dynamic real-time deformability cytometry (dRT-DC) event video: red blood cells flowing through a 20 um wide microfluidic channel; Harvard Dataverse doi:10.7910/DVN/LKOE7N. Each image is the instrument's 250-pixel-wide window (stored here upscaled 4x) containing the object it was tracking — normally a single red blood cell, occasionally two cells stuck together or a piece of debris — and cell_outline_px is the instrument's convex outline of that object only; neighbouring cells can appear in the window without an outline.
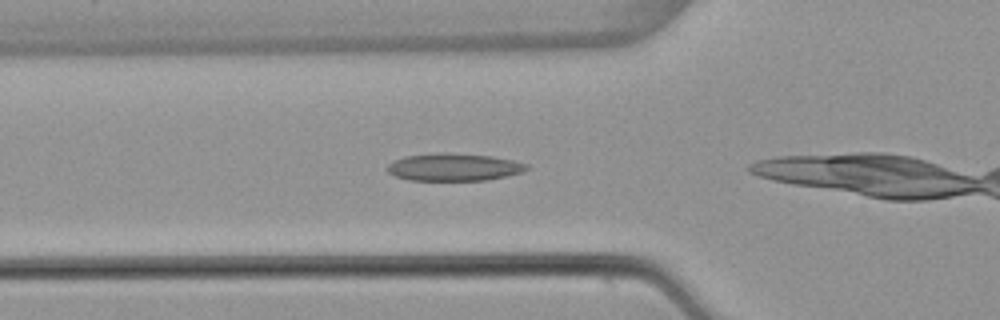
{"species": "common noctule bat (a hibernating species)", "species_latin": "Nyctalus noctula", "temperature_condition": "warm", "stored_images_in_passage": 26, "camera_frame_rate_fps": 3000, "um_per_image_px": 0.085, "animal": {"sex": "female", "body_mass_g": 22.7, "forearm_length_mm": 54.2}, "frame": {"image": 1, "passage_image": 2, "time_ms": 0.333, "image_size_px": [1000, 320], "cell_outline_px": [[532, 168], [524, 172], [508, 176], [488, 180], [408, 180], [396, 176], [388, 172], [384, 168], [388, 164], [404, 156], [436, 152], [444, 152], [492, 156], [512, 160], [528, 164]], "centroid_in_image_um": [38.61, 14.2], "position_along_channel_um": 87.2, "area_um2": 22.66}}
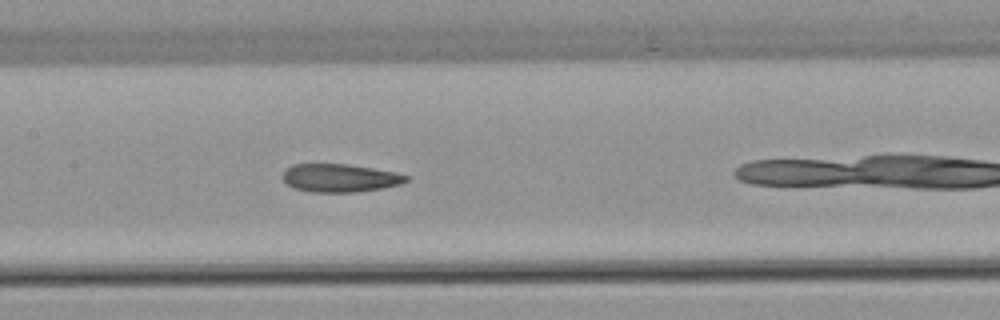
{"frame": {"image": 2, "passage_image": 9, "time_ms": 2.667, "image_size_px": [1000, 320], "cell_outline_px": [[412, 176], [408, 180], [400, 184], [380, 188], [356, 192], [312, 192], [292, 188], [280, 176], [292, 164], [348, 164], [396, 172]], "centroid_in_image_um": [28.89, 15.12], "position_along_channel_um": 178.5, "area_um2": 20.29}}
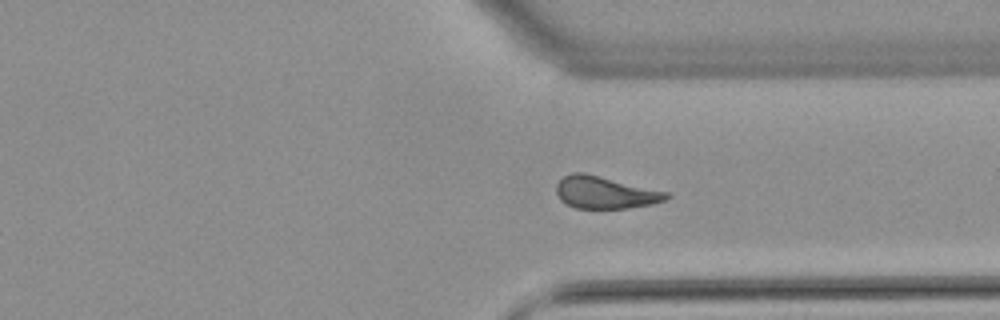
{"frame": {"image": 3, "passage_image": 23, "time_ms": 7.333, "image_size_px": [1000, 320], "cell_outline_px": [[672, 196], [664, 200], [652, 204], [628, 208], [576, 208], [560, 200], [556, 192], [556, 184], [564, 176], [572, 172], [584, 172], [668, 192]], "centroid_in_image_um": [51.43, 16.35], "position_along_channel_um": 360.0, "area_um2": 20.63}}